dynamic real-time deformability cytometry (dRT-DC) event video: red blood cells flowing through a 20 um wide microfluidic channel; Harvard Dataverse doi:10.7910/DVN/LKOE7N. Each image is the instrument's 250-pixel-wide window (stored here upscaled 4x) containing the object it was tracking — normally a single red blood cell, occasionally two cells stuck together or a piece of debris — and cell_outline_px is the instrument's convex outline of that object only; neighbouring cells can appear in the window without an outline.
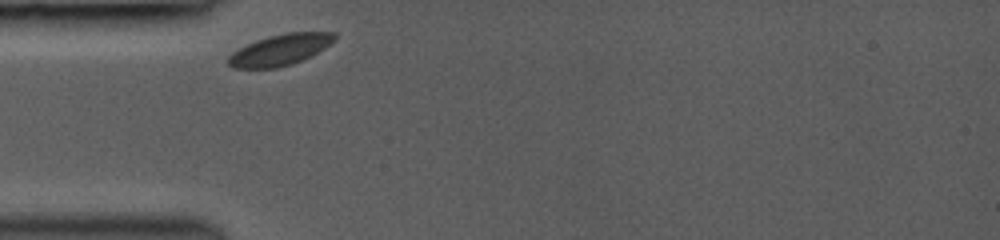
{"species": "common noctule bat (a hibernating species)", "species_latin": "Nyctalus noctula", "temperature_condition": "room temperature", "stored_images_in_passage": 36, "camera_frame_rate_fps": 3000, "um_per_image_px": 0.085, "animal": {"sex": "female", "body_mass_g": 19.0, "forearm_length_mm": 53.3}, "frame": {"image": 1, "passage_image": 1, "time_ms": 0.0, "image_size_px": [1000, 240], "cell_outline_px": [[336, 40], [312, 56], [292, 64], [276, 68], [232, 68], [228, 64], [228, 56], [232, 52], [256, 40], [268, 36], [284, 32], [336, 32]], "centroid_in_image_um": [23.83, 4.23], "position_along_channel_um": 61.2, "area_um2": 19.36}}
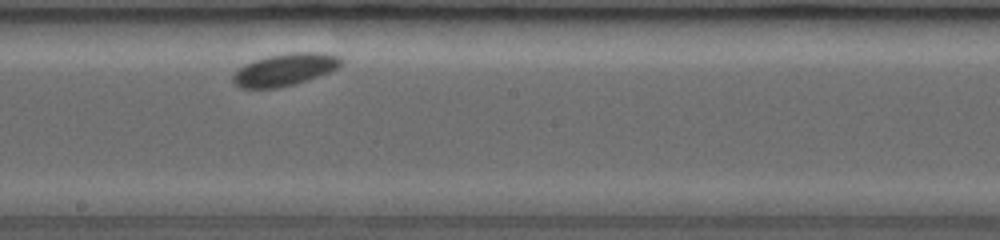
{"frame": {"image": 2, "passage_image": 20, "time_ms": 4.333, "image_size_px": [1000, 240], "cell_outline_px": [[344, 60], [336, 68], [328, 72], [308, 80], [296, 84], [276, 88], [240, 88], [232, 80], [232, 76], [236, 68], [252, 60], [268, 56], [288, 52], [328, 52], [340, 56]], "centroid_in_image_um": [24.2, 5.9], "position_along_channel_um": 224.0, "area_um2": 20.63}}
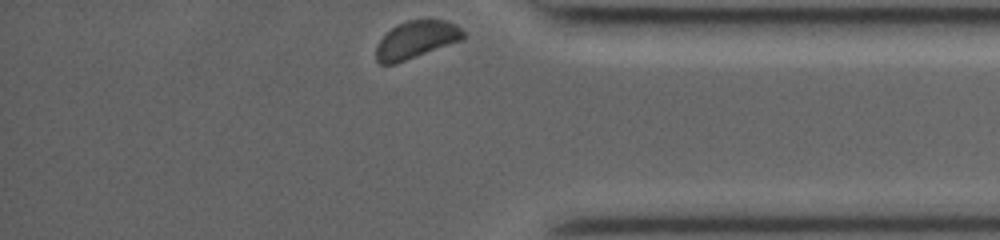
{"frame": {"image": 3, "passage_image": 36, "time_ms": 9.0, "image_size_px": [1000, 240], "cell_outline_px": [[464, 40], [396, 64], [380, 64], [376, 60], [376, 44], [396, 24], [408, 20], [428, 16], [444, 20], [456, 24], [464, 32]], "centroid_in_image_um": [35.41, 3.34], "position_along_channel_um": 399.8, "area_um2": 19.71}, "authors_computed_cell_mechanics": {"area_um2": 19.7965, "velocity_mm_per_s": 3.8191, "shape_relaxation_time_tau1_ms": 1.544, "shape_relaxation_time_tau2_ms": null, "deformation_change_tau1": 0.055, "deformation_change_tau2": null}}